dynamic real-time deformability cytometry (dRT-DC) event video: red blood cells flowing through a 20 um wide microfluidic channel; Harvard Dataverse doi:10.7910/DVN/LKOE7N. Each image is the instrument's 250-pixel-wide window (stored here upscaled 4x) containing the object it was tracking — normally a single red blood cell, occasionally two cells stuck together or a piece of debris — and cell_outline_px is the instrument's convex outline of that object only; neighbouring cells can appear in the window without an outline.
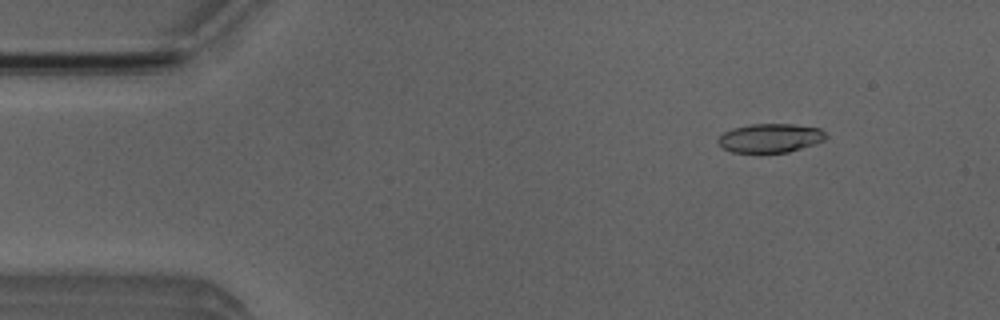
{"species": "Egyptian fruit bat (a non-hibernating species)", "species_latin": "Rousettus aegyptiacus", "temperature_condition": "room temperature", "stored_images_in_passage": 13, "camera_frame_rate_fps": 3000, "um_per_image_px": 0.085, "animal": {"sex": "male"}, "frame": {"image": 1, "passage_image": 4, "time_ms": 1.0, "image_size_px": [1000, 320], "cell_outline_px": [[828, 136], [824, 140], [816, 144], [788, 152], [760, 156], [732, 152], [724, 148], [716, 140], [724, 132], [732, 128], [752, 124], [796, 124], [820, 128]], "centroid_in_image_um": [65.46, 11.78], "position_along_channel_um": 19.5, "area_um2": 18.96}}